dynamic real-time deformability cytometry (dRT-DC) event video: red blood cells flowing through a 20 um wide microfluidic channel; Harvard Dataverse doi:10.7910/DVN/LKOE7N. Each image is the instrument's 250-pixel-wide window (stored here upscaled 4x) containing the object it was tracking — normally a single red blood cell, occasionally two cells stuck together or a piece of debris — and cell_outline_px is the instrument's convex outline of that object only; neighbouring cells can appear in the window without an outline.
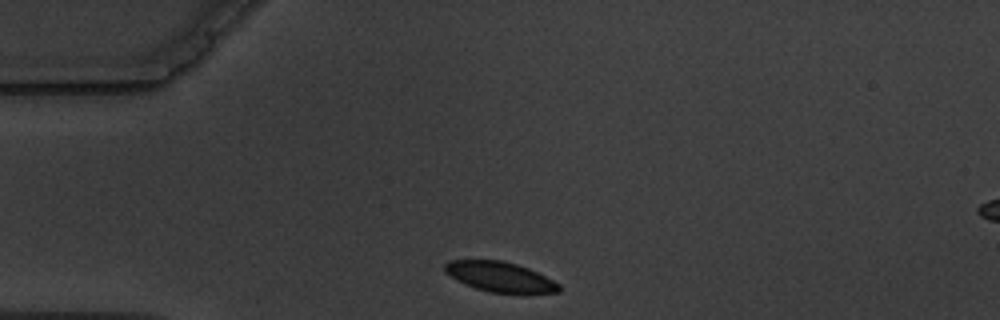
{"species": "common noctule bat (a hibernating species)", "species_latin": "Nyctalus noctula", "temperature_condition": "warm", "stored_images_in_passage": 3, "segment_of_instrument_passage": [1, 2], "camera_frame_rate_fps": 3000, "um_per_image_px": 0.085, "animal": {"sex": "male", "body_mass_g": 19.5, "forearm_length_mm": 54.6}, "frame": {"image": 1, "passage_image": 1, "time_ms": 0.0, "image_size_px": [1000, 320], "cell_outline_px": [[560, 292], [524, 296], [488, 292], [464, 284], [456, 280], [444, 272], [444, 264], [448, 260], [504, 260], [528, 268], [560, 284]], "centroid_in_image_um": [42.53, 23.58], "position_along_channel_um": 42.5, "area_um2": 20.75}}